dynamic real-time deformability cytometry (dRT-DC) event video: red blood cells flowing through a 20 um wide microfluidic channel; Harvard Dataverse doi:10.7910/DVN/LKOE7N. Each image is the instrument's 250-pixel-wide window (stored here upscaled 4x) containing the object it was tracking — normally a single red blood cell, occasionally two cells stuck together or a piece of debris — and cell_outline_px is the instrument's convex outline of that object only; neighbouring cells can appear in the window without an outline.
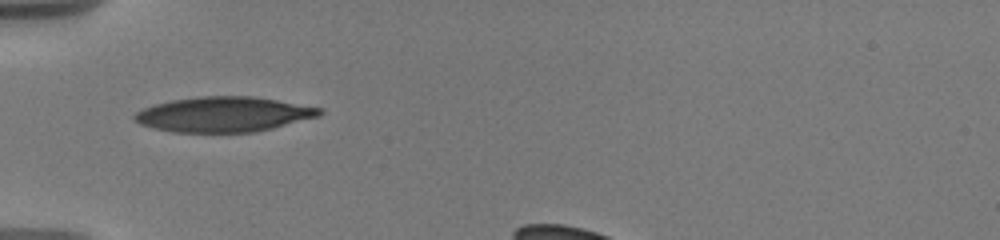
{"species": "human", "species_latin": "Homo sapiens", "temperature_condition": "warm", "stored_images_in_passage": 10, "camera_frame_rate_fps": 3000, "um_per_image_px": 0.085, "donor": {"sex": "male"}, "frame": {"image": 1, "passage_image": 1, "time_ms": 0.0, "image_size_px": [1000, 240], "cell_outline_px": [[324, 112], [320, 116], [256, 132], [172, 132], [140, 124], [132, 120], [132, 116], [136, 112], [152, 104], [172, 100], [200, 96], [256, 96], [324, 108]], "centroid_in_image_um": [19.03, 9.71], "position_along_channel_um": 66.0, "area_um2": 38.09}}
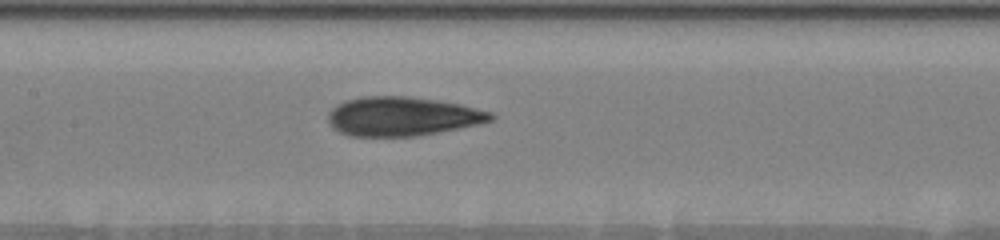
{"frame": {"image": 2, "passage_image": 6, "time_ms": 3.0, "image_size_px": [1000, 240], "cell_outline_px": [[496, 116], [492, 120], [476, 124], [416, 136], [348, 136], [332, 128], [328, 124], [328, 112], [336, 104], [344, 100], [364, 96], [408, 96], [440, 100], [460, 104], [492, 112]], "centroid_in_image_um": [34.14, 9.88], "position_along_channel_um": 173.3, "area_um2": 37.11}}
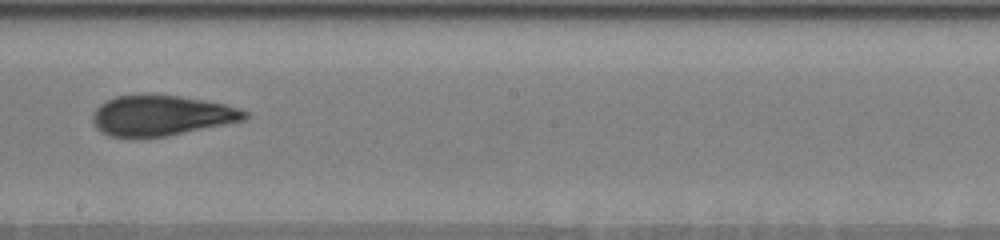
{"frame": {"image": 3, "passage_image": 9, "time_ms": 4.667, "image_size_px": [1000, 240], "cell_outline_px": [[248, 116], [244, 120], [168, 136], [132, 140], [108, 136], [100, 132], [96, 128], [92, 120], [92, 112], [100, 104], [116, 96], [180, 96], [204, 100], [224, 104], [240, 108], [248, 112]], "centroid_in_image_um": [13.66, 9.87], "position_along_channel_um": 234.5, "area_um2": 36.07}}